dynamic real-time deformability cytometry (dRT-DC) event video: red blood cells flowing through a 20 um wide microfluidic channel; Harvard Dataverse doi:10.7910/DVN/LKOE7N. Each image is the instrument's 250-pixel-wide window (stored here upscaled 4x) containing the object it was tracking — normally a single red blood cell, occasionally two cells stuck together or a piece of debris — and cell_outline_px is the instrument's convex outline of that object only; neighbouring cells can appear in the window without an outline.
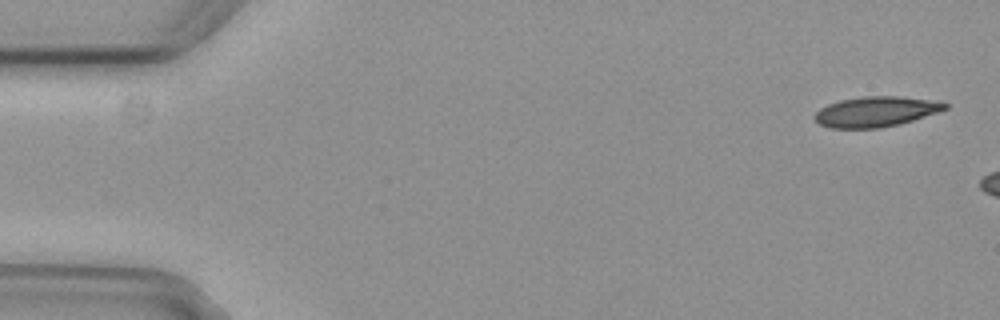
{"species": "common noctule bat (a hibernating species)", "species_latin": "Nyctalus noctula", "temperature_condition": "cold", "stored_images_in_passage": 3, "camera_frame_rate_fps": 3000, "um_per_image_px": 0.085, "animal": {"sex": "female", "body_mass_g": 29.2, "forearm_length_mm": 56.3}, "frame": {"image": 1, "passage_image": 1, "time_ms": 0.0, "image_size_px": [1000, 320], "cell_outline_px": [[948, 108], [900, 124], [880, 128], [828, 128], [820, 124], [812, 116], [820, 108], [828, 104], [840, 100], [860, 96], [900, 96], [948, 104]], "centroid_in_image_um": [74.36, 9.5], "position_along_channel_um": 10.6, "area_um2": 22.72}}